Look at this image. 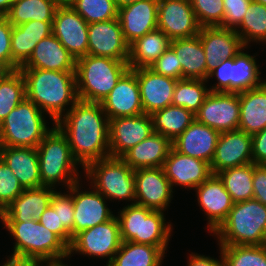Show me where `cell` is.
Here are the masks:
<instances>
[{"instance_id":"ffe728a7","label":"cell","mask_w":266,"mask_h":266,"mask_svg":"<svg viewBox=\"0 0 266 266\" xmlns=\"http://www.w3.org/2000/svg\"><path fill=\"white\" fill-rule=\"evenodd\" d=\"M253 163L252 136L241 130L221 132L210 164L213 174Z\"/></svg>"},{"instance_id":"7a4b0ae2","label":"cell","mask_w":266,"mask_h":266,"mask_svg":"<svg viewBox=\"0 0 266 266\" xmlns=\"http://www.w3.org/2000/svg\"><path fill=\"white\" fill-rule=\"evenodd\" d=\"M19 70L25 79L26 98L44 114H49L54 121L52 124H56L79 100L75 72Z\"/></svg>"},{"instance_id":"277c9868","label":"cell","mask_w":266,"mask_h":266,"mask_svg":"<svg viewBox=\"0 0 266 266\" xmlns=\"http://www.w3.org/2000/svg\"><path fill=\"white\" fill-rule=\"evenodd\" d=\"M37 152L42 186L55 188L64 183L68 189L81 181L77 170L80 164L71 152L66 135L56 124L38 144Z\"/></svg>"},{"instance_id":"9a60e30c","label":"cell","mask_w":266,"mask_h":266,"mask_svg":"<svg viewBox=\"0 0 266 266\" xmlns=\"http://www.w3.org/2000/svg\"><path fill=\"white\" fill-rule=\"evenodd\" d=\"M87 55L128 61L129 44L124 38L118 18L88 24Z\"/></svg>"},{"instance_id":"83f0119b","label":"cell","mask_w":266,"mask_h":266,"mask_svg":"<svg viewBox=\"0 0 266 266\" xmlns=\"http://www.w3.org/2000/svg\"><path fill=\"white\" fill-rule=\"evenodd\" d=\"M55 188L41 186L24 189L23 192L4 209L1 222H26L38 220L49 206Z\"/></svg>"},{"instance_id":"d6986e66","label":"cell","mask_w":266,"mask_h":266,"mask_svg":"<svg viewBox=\"0 0 266 266\" xmlns=\"http://www.w3.org/2000/svg\"><path fill=\"white\" fill-rule=\"evenodd\" d=\"M200 208L207 217V228L214 233L226 220L233 207L231 195L217 174H212L195 189Z\"/></svg>"},{"instance_id":"7402d4cb","label":"cell","mask_w":266,"mask_h":266,"mask_svg":"<svg viewBox=\"0 0 266 266\" xmlns=\"http://www.w3.org/2000/svg\"><path fill=\"white\" fill-rule=\"evenodd\" d=\"M109 120L144 113L136 74L129 69L101 102Z\"/></svg>"},{"instance_id":"e575fe53","label":"cell","mask_w":266,"mask_h":266,"mask_svg":"<svg viewBox=\"0 0 266 266\" xmlns=\"http://www.w3.org/2000/svg\"><path fill=\"white\" fill-rule=\"evenodd\" d=\"M165 253L157 246L122 241L112 261L106 266H161Z\"/></svg>"},{"instance_id":"74e56055","label":"cell","mask_w":266,"mask_h":266,"mask_svg":"<svg viewBox=\"0 0 266 266\" xmlns=\"http://www.w3.org/2000/svg\"><path fill=\"white\" fill-rule=\"evenodd\" d=\"M249 163L224 169L217 173L234 203L253 199V167Z\"/></svg>"},{"instance_id":"816d5d0a","label":"cell","mask_w":266,"mask_h":266,"mask_svg":"<svg viewBox=\"0 0 266 266\" xmlns=\"http://www.w3.org/2000/svg\"><path fill=\"white\" fill-rule=\"evenodd\" d=\"M253 198L266 206V165L253 167Z\"/></svg>"},{"instance_id":"ac0fdd59","label":"cell","mask_w":266,"mask_h":266,"mask_svg":"<svg viewBox=\"0 0 266 266\" xmlns=\"http://www.w3.org/2000/svg\"><path fill=\"white\" fill-rule=\"evenodd\" d=\"M206 56L207 77L223 60L247 49L234 29L201 27L198 34Z\"/></svg>"},{"instance_id":"bcb514c9","label":"cell","mask_w":266,"mask_h":266,"mask_svg":"<svg viewBox=\"0 0 266 266\" xmlns=\"http://www.w3.org/2000/svg\"><path fill=\"white\" fill-rule=\"evenodd\" d=\"M50 205L53 209H58L59 224H62L70 232L71 237L73 238V185L68 188L67 192L61 193V191H55L51 198Z\"/></svg>"},{"instance_id":"03108f58","label":"cell","mask_w":266,"mask_h":266,"mask_svg":"<svg viewBox=\"0 0 266 266\" xmlns=\"http://www.w3.org/2000/svg\"><path fill=\"white\" fill-rule=\"evenodd\" d=\"M1 147H2V145H1V143H0V158H1Z\"/></svg>"},{"instance_id":"be15d7a7","label":"cell","mask_w":266,"mask_h":266,"mask_svg":"<svg viewBox=\"0 0 266 266\" xmlns=\"http://www.w3.org/2000/svg\"><path fill=\"white\" fill-rule=\"evenodd\" d=\"M6 70L0 65V75H2Z\"/></svg>"},{"instance_id":"d590c367","label":"cell","mask_w":266,"mask_h":266,"mask_svg":"<svg viewBox=\"0 0 266 266\" xmlns=\"http://www.w3.org/2000/svg\"><path fill=\"white\" fill-rule=\"evenodd\" d=\"M153 131L171 142L195 120V114L184 107L169 105L150 114Z\"/></svg>"},{"instance_id":"8d00e7d4","label":"cell","mask_w":266,"mask_h":266,"mask_svg":"<svg viewBox=\"0 0 266 266\" xmlns=\"http://www.w3.org/2000/svg\"><path fill=\"white\" fill-rule=\"evenodd\" d=\"M57 8L54 0H15L5 17L12 26L33 20L53 22Z\"/></svg>"},{"instance_id":"3957f363","label":"cell","mask_w":266,"mask_h":266,"mask_svg":"<svg viewBox=\"0 0 266 266\" xmlns=\"http://www.w3.org/2000/svg\"><path fill=\"white\" fill-rule=\"evenodd\" d=\"M3 225L15 239L10 260L45 262L70 258L69 246L38 220L3 222Z\"/></svg>"},{"instance_id":"6125c7cd","label":"cell","mask_w":266,"mask_h":266,"mask_svg":"<svg viewBox=\"0 0 266 266\" xmlns=\"http://www.w3.org/2000/svg\"><path fill=\"white\" fill-rule=\"evenodd\" d=\"M254 1L259 2L260 4L266 6V0H254Z\"/></svg>"},{"instance_id":"ab89813d","label":"cell","mask_w":266,"mask_h":266,"mask_svg":"<svg viewBox=\"0 0 266 266\" xmlns=\"http://www.w3.org/2000/svg\"><path fill=\"white\" fill-rule=\"evenodd\" d=\"M245 47L250 42L266 43V6L254 0L249 4L242 22L234 29Z\"/></svg>"},{"instance_id":"7bdbcfd3","label":"cell","mask_w":266,"mask_h":266,"mask_svg":"<svg viewBox=\"0 0 266 266\" xmlns=\"http://www.w3.org/2000/svg\"><path fill=\"white\" fill-rule=\"evenodd\" d=\"M71 7L90 24L118 18L114 0H76Z\"/></svg>"},{"instance_id":"2e32d148","label":"cell","mask_w":266,"mask_h":266,"mask_svg":"<svg viewBox=\"0 0 266 266\" xmlns=\"http://www.w3.org/2000/svg\"><path fill=\"white\" fill-rule=\"evenodd\" d=\"M153 131L149 114L109 120V151L111 157H122L129 149L149 137Z\"/></svg>"},{"instance_id":"f5cc1de1","label":"cell","mask_w":266,"mask_h":266,"mask_svg":"<svg viewBox=\"0 0 266 266\" xmlns=\"http://www.w3.org/2000/svg\"><path fill=\"white\" fill-rule=\"evenodd\" d=\"M251 136L253 163L266 165V127Z\"/></svg>"},{"instance_id":"c3c4849f","label":"cell","mask_w":266,"mask_h":266,"mask_svg":"<svg viewBox=\"0 0 266 266\" xmlns=\"http://www.w3.org/2000/svg\"><path fill=\"white\" fill-rule=\"evenodd\" d=\"M251 1L252 0H223L224 19L219 27L235 29L242 22Z\"/></svg>"},{"instance_id":"44dd1931","label":"cell","mask_w":266,"mask_h":266,"mask_svg":"<svg viewBox=\"0 0 266 266\" xmlns=\"http://www.w3.org/2000/svg\"><path fill=\"white\" fill-rule=\"evenodd\" d=\"M79 182L73 184V237L80 231L105 223L115 216L106 205L104 195L94 188L82 191Z\"/></svg>"},{"instance_id":"f35d334b","label":"cell","mask_w":266,"mask_h":266,"mask_svg":"<svg viewBox=\"0 0 266 266\" xmlns=\"http://www.w3.org/2000/svg\"><path fill=\"white\" fill-rule=\"evenodd\" d=\"M26 98V84L19 69L0 75V123Z\"/></svg>"},{"instance_id":"e0dca14e","label":"cell","mask_w":266,"mask_h":266,"mask_svg":"<svg viewBox=\"0 0 266 266\" xmlns=\"http://www.w3.org/2000/svg\"><path fill=\"white\" fill-rule=\"evenodd\" d=\"M52 34L78 59L88 53V23L71 6H58Z\"/></svg>"},{"instance_id":"1f68e13d","label":"cell","mask_w":266,"mask_h":266,"mask_svg":"<svg viewBox=\"0 0 266 266\" xmlns=\"http://www.w3.org/2000/svg\"><path fill=\"white\" fill-rule=\"evenodd\" d=\"M240 121L238 130L253 135L266 127V81L238 93Z\"/></svg>"},{"instance_id":"d4e9b609","label":"cell","mask_w":266,"mask_h":266,"mask_svg":"<svg viewBox=\"0 0 266 266\" xmlns=\"http://www.w3.org/2000/svg\"><path fill=\"white\" fill-rule=\"evenodd\" d=\"M137 77L140 88L141 102L145 114L172 105L176 79L159 75L150 68L132 70Z\"/></svg>"},{"instance_id":"91938a15","label":"cell","mask_w":266,"mask_h":266,"mask_svg":"<svg viewBox=\"0 0 266 266\" xmlns=\"http://www.w3.org/2000/svg\"><path fill=\"white\" fill-rule=\"evenodd\" d=\"M46 263V264H45ZM45 264V265H43ZM31 266H51V261L45 262H31Z\"/></svg>"},{"instance_id":"6da1fadb","label":"cell","mask_w":266,"mask_h":266,"mask_svg":"<svg viewBox=\"0 0 266 266\" xmlns=\"http://www.w3.org/2000/svg\"><path fill=\"white\" fill-rule=\"evenodd\" d=\"M56 126L66 135L71 152L82 169L110 156L109 119L101 103L79 99Z\"/></svg>"},{"instance_id":"4fadbf2b","label":"cell","mask_w":266,"mask_h":266,"mask_svg":"<svg viewBox=\"0 0 266 266\" xmlns=\"http://www.w3.org/2000/svg\"><path fill=\"white\" fill-rule=\"evenodd\" d=\"M195 119L217 131L238 130L240 104L238 93L210 92Z\"/></svg>"},{"instance_id":"f6af8a7d","label":"cell","mask_w":266,"mask_h":266,"mask_svg":"<svg viewBox=\"0 0 266 266\" xmlns=\"http://www.w3.org/2000/svg\"><path fill=\"white\" fill-rule=\"evenodd\" d=\"M23 190L12 170L0 158V206L5 209Z\"/></svg>"},{"instance_id":"7dc6e473","label":"cell","mask_w":266,"mask_h":266,"mask_svg":"<svg viewBox=\"0 0 266 266\" xmlns=\"http://www.w3.org/2000/svg\"><path fill=\"white\" fill-rule=\"evenodd\" d=\"M155 73L170 77L172 79H182V67L174 50L169 48L150 67Z\"/></svg>"},{"instance_id":"8992f818","label":"cell","mask_w":266,"mask_h":266,"mask_svg":"<svg viewBox=\"0 0 266 266\" xmlns=\"http://www.w3.org/2000/svg\"><path fill=\"white\" fill-rule=\"evenodd\" d=\"M128 61L85 55L76 59L78 98L101 103L129 70Z\"/></svg>"},{"instance_id":"52a82bcc","label":"cell","mask_w":266,"mask_h":266,"mask_svg":"<svg viewBox=\"0 0 266 266\" xmlns=\"http://www.w3.org/2000/svg\"><path fill=\"white\" fill-rule=\"evenodd\" d=\"M118 213L122 241L157 246L166 253L172 235V224H166L164 212L130 203Z\"/></svg>"},{"instance_id":"484cf974","label":"cell","mask_w":266,"mask_h":266,"mask_svg":"<svg viewBox=\"0 0 266 266\" xmlns=\"http://www.w3.org/2000/svg\"><path fill=\"white\" fill-rule=\"evenodd\" d=\"M220 132L196 119L172 141V148L179 153L211 164Z\"/></svg>"},{"instance_id":"ba28073f","label":"cell","mask_w":266,"mask_h":266,"mask_svg":"<svg viewBox=\"0 0 266 266\" xmlns=\"http://www.w3.org/2000/svg\"><path fill=\"white\" fill-rule=\"evenodd\" d=\"M42 110L25 98L0 123V143L9 147L37 148L52 129Z\"/></svg>"},{"instance_id":"6f0895ef","label":"cell","mask_w":266,"mask_h":266,"mask_svg":"<svg viewBox=\"0 0 266 266\" xmlns=\"http://www.w3.org/2000/svg\"><path fill=\"white\" fill-rule=\"evenodd\" d=\"M137 1H140V0H114L118 9L126 5L136 3Z\"/></svg>"},{"instance_id":"f546056e","label":"cell","mask_w":266,"mask_h":266,"mask_svg":"<svg viewBox=\"0 0 266 266\" xmlns=\"http://www.w3.org/2000/svg\"><path fill=\"white\" fill-rule=\"evenodd\" d=\"M1 159L12 170L23 189L42 186L37 148L2 146Z\"/></svg>"},{"instance_id":"5b68a950","label":"cell","mask_w":266,"mask_h":266,"mask_svg":"<svg viewBox=\"0 0 266 266\" xmlns=\"http://www.w3.org/2000/svg\"><path fill=\"white\" fill-rule=\"evenodd\" d=\"M213 235L218 245H266V206L254 198L234 203Z\"/></svg>"},{"instance_id":"680465c9","label":"cell","mask_w":266,"mask_h":266,"mask_svg":"<svg viewBox=\"0 0 266 266\" xmlns=\"http://www.w3.org/2000/svg\"><path fill=\"white\" fill-rule=\"evenodd\" d=\"M58 6H71L76 0H54Z\"/></svg>"},{"instance_id":"8fae6325","label":"cell","mask_w":266,"mask_h":266,"mask_svg":"<svg viewBox=\"0 0 266 266\" xmlns=\"http://www.w3.org/2000/svg\"><path fill=\"white\" fill-rule=\"evenodd\" d=\"M122 243L117 215L105 223L77 233L69 246V256L79 253L84 256L108 258L107 265Z\"/></svg>"},{"instance_id":"5bb4252c","label":"cell","mask_w":266,"mask_h":266,"mask_svg":"<svg viewBox=\"0 0 266 266\" xmlns=\"http://www.w3.org/2000/svg\"><path fill=\"white\" fill-rule=\"evenodd\" d=\"M157 26L170 40L197 36L201 28L190 0H159Z\"/></svg>"},{"instance_id":"4dcf8cb0","label":"cell","mask_w":266,"mask_h":266,"mask_svg":"<svg viewBox=\"0 0 266 266\" xmlns=\"http://www.w3.org/2000/svg\"><path fill=\"white\" fill-rule=\"evenodd\" d=\"M172 148V142L159 133H152L145 140L129 149L121 158L133 170L163 167Z\"/></svg>"},{"instance_id":"ee69618b","label":"cell","mask_w":266,"mask_h":266,"mask_svg":"<svg viewBox=\"0 0 266 266\" xmlns=\"http://www.w3.org/2000/svg\"><path fill=\"white\" fill-rule=\"evenodd\" d=\"M201 27L220 26L224 19L223 0H190Z\"/></svg>"},{"instance_id":"f907efd6","label":"cell","mask_w":266,"mask_h":266,"mask_svg":"<svg viewBox=\"0 0 266 266\" xmlns=\"http://www.w3.org/2000/svg\"><path fill=\"white\" fill-rule=\"evenodd\" d=\"M11 33L12 24L0 16V65L6 71L11 70Z\"/></svg>"},{"instance_id":"e7e4bbea","label":"cell","mask_w":266,"mask_h":266,"mask_svg":"<svg viewBox=\"0 0 266 266\" xmlns=\"http://www.w3.org/2000/svg\"><path fill=\"white\" fill-rule=\"evenodd\" d=\"M3 213H4V209L0 206V219L3 216Z\"/></svg>"},{"instance_id":"7c38bea8","label":"cell","mask_w":266,"mask_h":266,"mask_svg":"<svg viewBox=\"0 0 266 266\" xmlns=\"http://www.w3.org/2000/svg\"><path fill=\"white\" fill-rule=\"evenodd\" d=\"M134 177L135 203L154 211H166L174 192L163 167L136 169Z\"/></svg>"},{"instance_id":"30bf717a","label":"cell","mask_w":266,"mask_h":266,"mask_svg":"<svg viewBox=\"0 0 266 266\" xmlns=\"http://www.w3.org/2000/svg\"><path fill=\"white\" fill-rule=\"evenodd\" d=\"M255 55L240 51L234 58L223 60L212 72L207 81L216 77L217 83L209 87L210 92L239 93L258 87L265 82L259 75V65Z\"/></svg>"},{"instance_id":"681fc988","label":"cell","mask_w":266,"mask_h":266,"mask_svg":"<svg viewBox=\"0 0 266 266\" xmlns=\"http://www.w3.org/2000/svg\"><path fill=\"white\" fill-rule=\"evenodd\" d=\"M38 221L44 227L57 234L68 246L71 245L73 238L70 232L62 224H59L58 209H53L49 204Z\"/></svg>"},{"instance_id":"9f6ffc18","label":"cell","mask_w":266,"mask_h":266,"mask_svg":"<svg viewBox=\"0 0 266 266\" xmlns=\"http://www.w3.org/2000/svg\"><path fill=\"white\" fill-rule=\"evenodd\" d=\"M1 266H31L29 261H15L7 259V261Z\"/></svg>"},{"instance_id":"db71d44e","label":"cell","mask_w":266,"mask_h":266,"mask_svg":"<svg viewBox=\"0 0 266 266\" xmlns=\"http://www.w3.org/2000/svg\"><path fill=\"white\" fill-rule=\"evenodd\" d=\"M188 266H224L223 256L220 251V260L214 259L210 256L199 255L191 253L188 257Z\"/></svg>"},{"instance_id":"cb8c5ba5","label":"cell","mask_w":266,"mask_h":266,"mask_svg":"<svg viewBox=\"0 0 266 266\" xmlns=\"http://www.w3.org/2000/svg\"><path fill=\"white\" fill-rule=\"evenodd\" d=\"M158 1L140 0L118 9V20L129 45L146 33L158 29Z\"/></svg>"},{"instance_id":"4316f807","label":"cell","mask_w":266,"mask_h":266,"mask_svg":"<svg viewBox=\"0 0 266 266\" xmlns=\"http://www.w3.org/2000/svg\"><path fill=\"white\" fill-rule=\"evenodd\" d=\"M19 69L75 72L76 58L51 34L37 43L30 58Z\"/></svg>"},{"instance_id":"f1b7e54d","label":"cell","mask_w":266,"mask_h":266,"mask_svg":"<svg viewBox=\"0 0 266 266\" xmlns=\"http://www.w3.org/2000/svg\"><path fill=\"white\" fill-rule=\"evenodd\" d=\"M52 24L33 20L12 26L11 70L19 69L30 58L37 43L52 34Z\"/></svg>"},{"instance_id":"836d02e7","label":"cell","mask_w":266,"mask_h":266,"mask_svg":"<svg viewBox=\"0 0 266 266\" xmlns=\"http://www.w3.org/2000/svg\"><path fill=\"white\" fill-rule=\"evenodd\" d=\"M170 39L161 30L146 33L129 45L128 65L131 70L150 68L169 48Z\"/></svg>"},{"instance_id":"b9f144b4","label":"cell","mask_w":266,"mask_h":266,"mask_svg":"<svg viewBox=\"0 0 266 266\" xmlns=\"http://www.w3.org/2000/svg\"><path fill=\"white\" fill-rule=\"evenodd\" d=\"M224 266H266V245H219Z\"/></svg>"},{"instance_id":"94428289","label":"cell","mask_w":266,"mask_h":266,"mask_svg":"<svg viewBox=\"0 0 266 266\" xmlns=\"http://www.w3.org/2000/svg\"><path fill=\"white\" fill-rule=\"evenodd\" d=\"M62 262L63 260L51 261V266H68L67 264H64Z\"/></svg>"},{"instance_id":"60d3db41","label":"cell","mask_w":266,"mask_h":266,"mask_svg":"<svg viewBox=\"0 0 266 266\" xmlns=\"http://www.w3.org/2000/svg\"><path fill=\"white\" fill-rule=\"evenodd\" d=\"M207 82V80L199 79L177 80L172 105L184 107L193 114H196L210 93V89L206 85Z\"/></svg>"},{"instance_id":"603a6c76","label":"cell","mask_w":266,"mask_h":266,"mask_svg":"<svg viewBox=\"0 0 266 266\" xmlns=\"http://www.w3.org/2000/svg\"><path fill=\"white\" fill-rule=\"evenodd\" d=\"M163 169L172 188L178 185L195 189L213 174L209 163L179 153L173 148L164 161Z\"/></svg>"},{"instance_id":"11a10c76","label":"cell","mask_w":266,"mask_h":266,"mask_svg":"<svg viewBox=\"0 0 266 266\" xmlns=\"http://www.w3.org/2000/svg\"><path fill=\"white\" fill-rule=\"evenodd\" d=\"M15 0H0V16L5 17Z\"/></svg>"},{"instance_id":"9c48e42d","label":"cell","mask_w":266,"mask_h":266,"mask_svg":"<svg viewBox=\"0 0 266 266\" xmlns=\"http://www.w3.org/2000/svg\"><path fill=\"white\" fill-rule=\"evenodd\" d=\"M90 186L111 200L135 204L134 170L121 157H107L89 163L84 169Z\"/></svg>"},{"instance_id":"d6a6232c","label":"cell","mask_w":266,"mask_h":266,"mask_svg":"<svg viewBox=\"0 0 266 266\" xmlns=\"http://www.w3.org/2000/svg\"><path fill=\"white\" fill-rule=\"evenodd\" d=\"M182 67V79L207 80L206 56L199 36L170 41Z\"/></svg>"}]
</instances>
